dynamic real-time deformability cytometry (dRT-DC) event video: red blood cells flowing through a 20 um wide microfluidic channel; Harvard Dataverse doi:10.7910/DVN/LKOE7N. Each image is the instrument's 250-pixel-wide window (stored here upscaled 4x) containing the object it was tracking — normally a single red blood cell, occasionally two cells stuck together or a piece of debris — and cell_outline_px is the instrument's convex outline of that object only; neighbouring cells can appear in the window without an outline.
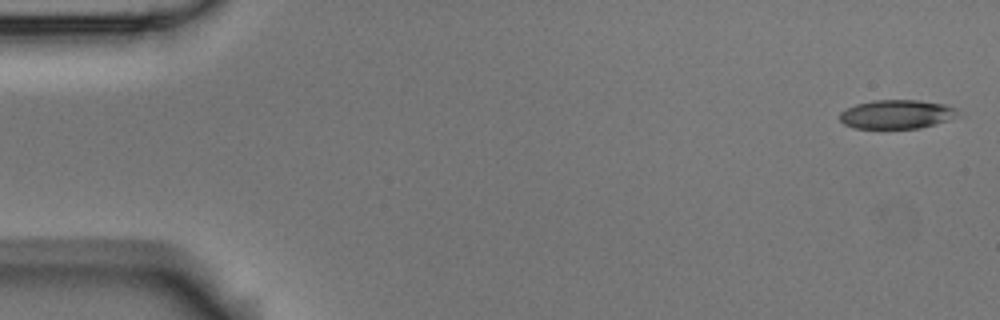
{"species": "Egyptian fruit bat (a non-hibernating species)", "species_latin": "Rousettus aegyptiacus", "temperature_condition": "room temperature", "stored_images_in_passage": 55, "camera_frame_rate_fps": 3000, "um_per_image_px": 0.085, "animal": {"sex": "male"}, "frame": {"image": 1, "passage_image": 1, "time_ms": 0.0, "image_size_px": [1000, 320], "cell_outline_px": [[956, 116], [948, 120], [936, 124], [920, 128], [856, 128], [844, 124], [840, 120], [840, 112], [856, 104], [872, 100], [920, 100], [944, 104], [956, 108]], "centroid_in_image_um": [76.21, 9.71], "position_along_channel_um": 8.8, "area_um2": 19.77}}
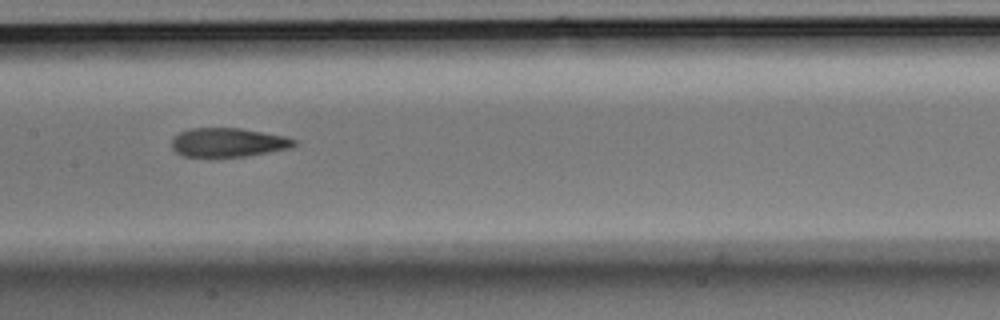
{"frame": {"image": 2, "passage_image": 27, "time_ms": 8.667, "image_size_px": [1000, 320], "cell_outline_px": [[296, 144], [292, 148], [248, 156], [212, 160], [184, 156], [176, 152], [172, 148], [172, 140], [180, 132], [192, 128], [240, 128], [288, 136], [296, 140]], "centroid_in_image_um": [19.4, 12.15], "position_along_channel_um": 188.0, "area_um2": 21.56}}
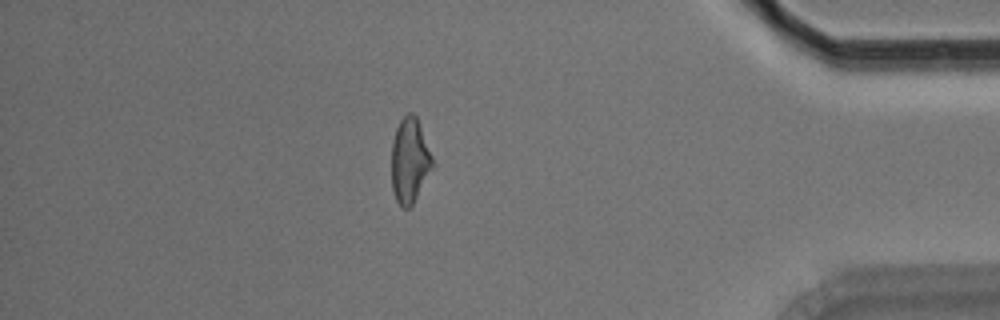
{"frame": {"image": 3, "passage_image": 48, "time_ms": 15.667, "image_size_px": [1000, 320], "cell_outline_px": [[436, 164], [412, 204], [408, 208], [404, 208], [396, 200], [392, 188], [392, 140], [396, 128], [400, 120], [408, 112], [412, 112], [416, 116]], "centroid_in_image_um": [34.84, 13.63], "position_along_channel_um": 400.4, "area_um2": 20.35}, "authors_computed_cell_mechanics": {"area_um2": 21.2126, "velocity_mm_per_s": 3.5771, "shape_relaxation_time_tau1_ms": 3.564, "shape_relaxation_time_tau2_ms": 2.647, "deformation_change_tau1": 0.1475, "deformation_change_tau2": 0.1209}}